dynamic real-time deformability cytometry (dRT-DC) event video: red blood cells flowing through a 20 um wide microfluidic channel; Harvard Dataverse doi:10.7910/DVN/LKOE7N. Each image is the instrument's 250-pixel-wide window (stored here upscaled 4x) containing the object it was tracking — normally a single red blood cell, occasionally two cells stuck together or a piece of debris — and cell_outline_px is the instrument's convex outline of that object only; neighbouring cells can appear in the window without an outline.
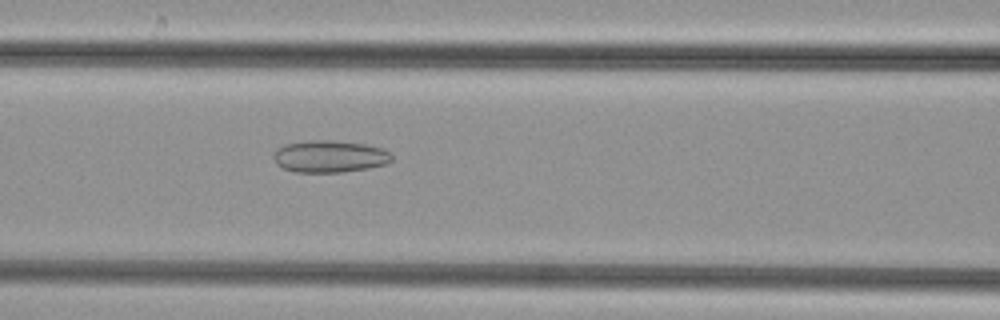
{"species": "common noctule bat (a hibernating species)", "species_latin": "Nyctalus noctula", "temperature_condition": "cold", "stored_images_in_passage": 35, "camera_frame_rate_fps": 3000, "um_per_image_px": 0.085, "animal": {"sex": "female", "body_mass_g": 29.2, "forearm_length_mm": 56.3}, "frame": {"image": 1, "passage_image": 6, "time_ms": 1.667, "image_size_px": [1000, 320], "cell_outline_px": [[392, 160], [388, 164], [368, 168], [340, 172], [292, 172], [276, 164], [272, 156], [276, 148], [284, 144], [312, 140], [332, 140], [364, 144], [384, 148], [392, 156]], "centroid_in_image_um": [28.0, 13.29], "position_along_channel_um": 138.6, "area_um2": 22.25}}
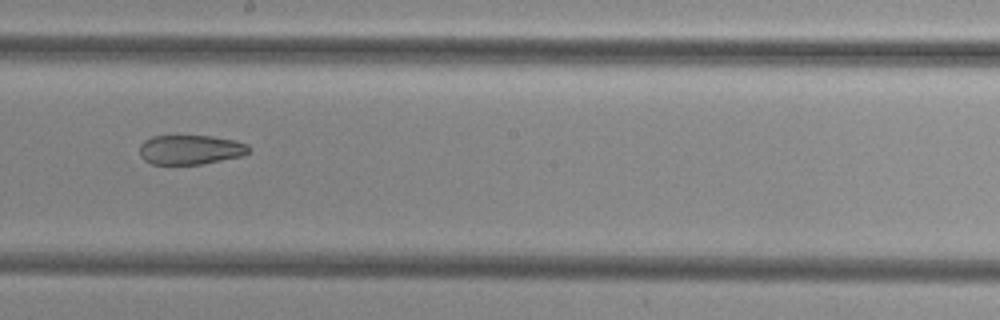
{"frame": {"image": 2, "passage_image": 13, "time_ms": 4.0, "image_size_px": [1000, 320], "cell_outline_px": [[248, 152], [244, 156], [200, 164], [152, 164], [144, 160], [140, 156], [140, 144], [144, 140], [152, 136], [212, 136], [232, 140], [248, 144]], "centroid_in_image_um": [16.16, 12.72], "position_along_channel_um": 232.0, "area_um2": 18.73}}
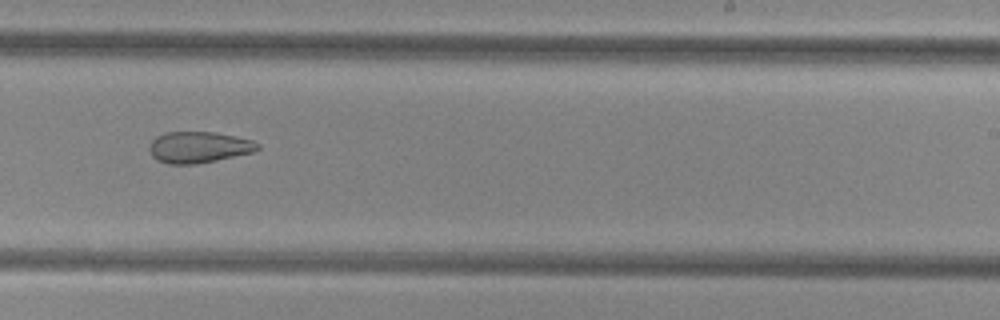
{"frame": {"image": 3, "passage_image": 16, "time_ms": 5.0, "image_size_px": [1000, 320], "cell_outline_px": [[260, 148], [252, 152], [216, 160], [196, 164], [168, 164], [156, 160], [152, 156], [148, 148], [152, 140], [156, 136], [164, 132], [216, 132], [236, 136], [252, 140], [260, 144]], "centroid_in_image_um": [16.87, 12.51], "position_along_channel_um": 272.1, "area_um2": 19.83}}